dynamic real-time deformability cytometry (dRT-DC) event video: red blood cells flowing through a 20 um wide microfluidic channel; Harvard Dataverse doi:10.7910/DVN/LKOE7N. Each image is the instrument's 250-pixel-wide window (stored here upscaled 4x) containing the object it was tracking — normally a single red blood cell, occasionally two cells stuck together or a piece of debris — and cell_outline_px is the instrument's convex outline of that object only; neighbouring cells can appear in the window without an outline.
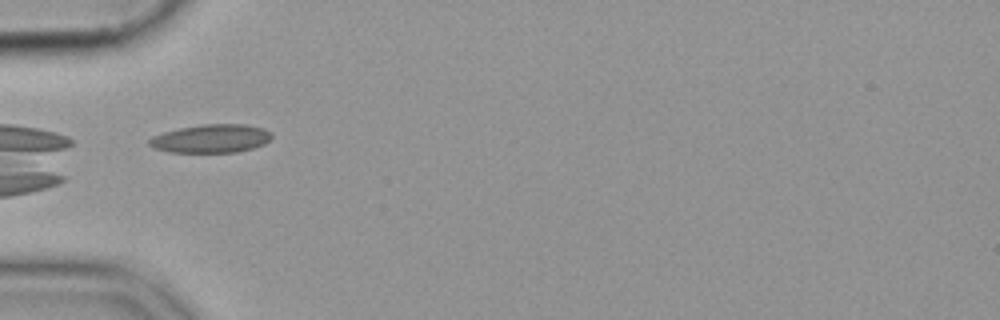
{"species": "common noctule bat (a hibernating species)", "species_latin": "Nyctalus noctula", "temperature_condition": "cold", "stored_images_in_passage": 37, "camera_frame_rate_fps": 3000, "um_per_image_px": 0.085, "animal": {"sex": "female", "body_mass_g": 19.9}, "frame": {"image": 1, "passage_image": 1, "time_ms": 0.0, "image_size_px": [1000, 320], "cell_outline_px": [[272, 136], [264, 144], [252, 148], [236, 152], [168, 152], [152, 148], [148, 144], [148, 140], [152, 136], [164, 132], [180, 128], [200, 124], [244, 124], [264, 128], [272, 132]], "centroid_in_image_um": [17.92, 11.77], "position_along_channel_um": 67.1, "area_um2": 20.35}}